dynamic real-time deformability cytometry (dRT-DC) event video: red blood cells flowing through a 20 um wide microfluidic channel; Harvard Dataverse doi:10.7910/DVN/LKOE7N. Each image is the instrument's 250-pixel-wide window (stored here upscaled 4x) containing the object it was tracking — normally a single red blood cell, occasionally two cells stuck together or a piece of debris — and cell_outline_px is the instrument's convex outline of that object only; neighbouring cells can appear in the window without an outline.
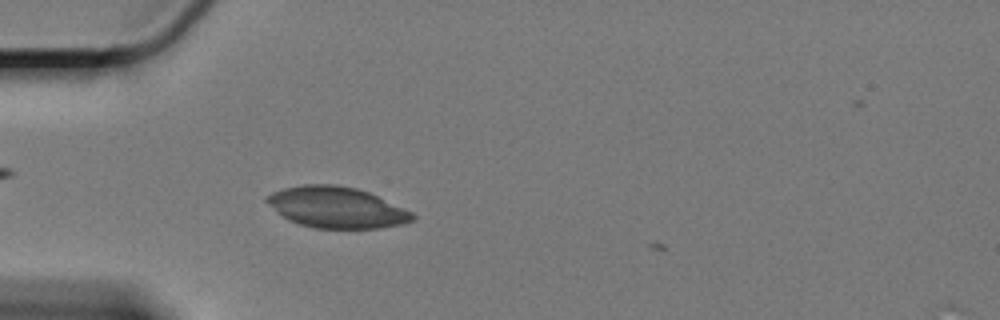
{"species": "Egyptian fruit bat (a non-hibernating species)", "species_latin": "Rousettus aegyptiacus", "temperature_condition": "cold", "stored_images_in_passage": 8, "camera_frame_rate_fps": 3000, "um_per_image_px": 0.085, "animal": {"sex": "female"}, "frame": {"image": 1, "passage_image": 3, "time_ms": 0.667, "image_size_px": [1000, 320], "cell_outline_px": [[416, 220], [404, 224], [380, 228], [312, 228], [288, 220], [276, 212], [264, 200], [264, 196], [272, 192], [284, 188], [304, 184], [332, 184], [356, 188], [368, 192], [412, 212], [416, 216]], "centroid_in_image_um": [28.58, 17.63], "position_along_channel_um": 56.4, "area_um2": 34.97}}
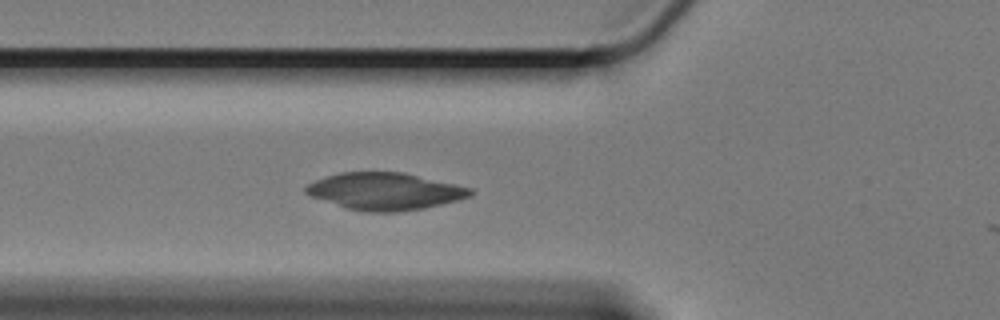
{"frame": {"image": 2, "passage_image": 7, "time_ms": 2.0, "image_size_px": [1000, 320], "cell_outline_px": [[476, 192], [472, 196], [460, 200], [424, 208], [396, 212], [364, 212], [344, 208], [308, 196], [304, 192], [304, 188], [308, 184], [316, 180], [340, 172], [404, 172], [456, 184], [472, 188]], "centroid_in_image_um": [32.73, 16.27], "position_along_channel_um": 93.1, "area_um2": 36.01}}